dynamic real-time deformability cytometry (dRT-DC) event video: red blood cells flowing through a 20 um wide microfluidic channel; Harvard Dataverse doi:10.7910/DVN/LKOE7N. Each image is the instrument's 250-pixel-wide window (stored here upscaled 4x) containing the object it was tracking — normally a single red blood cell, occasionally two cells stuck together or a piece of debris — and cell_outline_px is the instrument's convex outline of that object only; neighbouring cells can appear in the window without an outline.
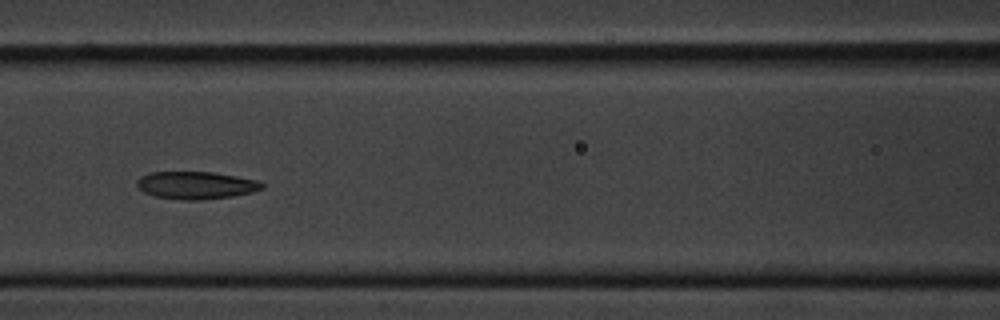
{"species": "common noctule bat (a hibernating species)", "species_latin": "Nyctalus noctula", "temperature_condition": "cold", "stored_images_in_passage": 14, "camera_frame_rate_fps": 3000, "um_per_image_px": 0.085, "animal": {"sex": "male", "body_mass_g": 20.1, "forearm_length_mm": 53.5}, "frame": {"image": 1, "passage_image": 6, "time_ms": 6.667, "image_size_px": [1000, 320], "cell_outline_px": [[264, 188], [252, 192], [232, 196], [200, 200], [184, 200], [156, 196], [144, 192], [136, 184], [136, 180], [140, 176], [152, 172], [212, 172], [236, 176], [256, 180], [264, 184]], "centroid_in_image_um": [16.66, 15.74], "position_along_channel_um": 149.9, "area_um2": 19.94}}
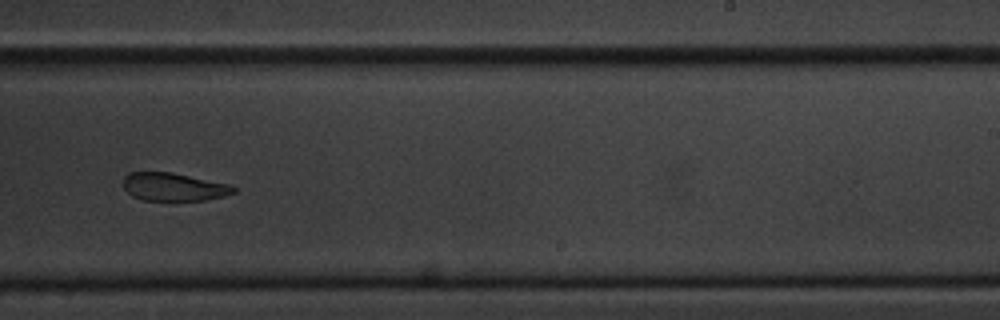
{"frame": {"image": 2, "passage_image": 9, "time_ms": 10.333, "image_size_px": [1000, 320], "cell_outline_px": [[236, 192], [224, 196], [204, 200], [144, 200], [132, 196], [124, 188], [124, 176], [128, 172], [172, 172], [232, 184], [236, 188]], "centroid_in_image_um": [14.8, 15.87], "position_along_channel_um": 274.2, "area_um2": 18.15}}
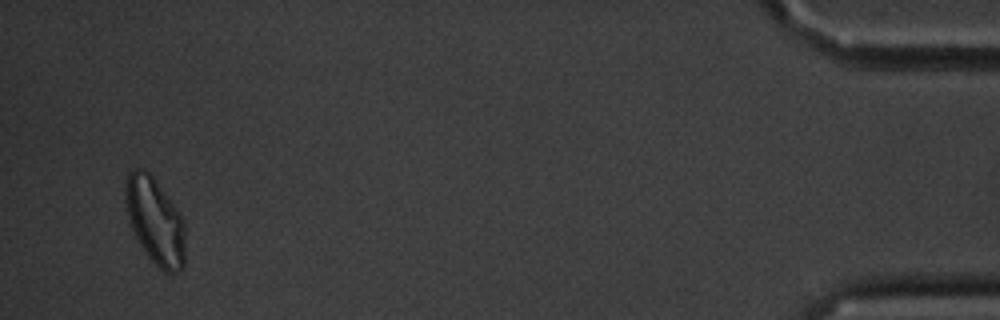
{"frame": {"image": 3, "passage_image": 14, "time_ms": 17.0, "image_size_px": [1000, 320], "cell_outline_px": [[184, 268], [180, 272], [164, 272], [148, 256], [140, 244], [128, 220], [124, 200], [124, 184], [128, 172], [132, 168], [144, 168], [156, 180], [180, 212], [184, 220]], "centroid_in_image_um": [13.16, 18.74], "position_along_channel_um": 422.0, "area_um2": 30.46}, "authors_computed_cell_mechanics": {"area_um2": 20.3456, "velocity_mm_per_s": 3.4074, "shape_relaxation_time_tau1_ms": 2.1525, "shape_relaxation_time_tau2_ms": 1.9745, "deformation_change_tau1": 0.0939, "deformation_change_tau2": 0.0749}}